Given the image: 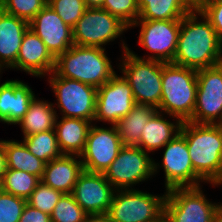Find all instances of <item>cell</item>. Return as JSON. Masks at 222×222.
<instances>
[{"instance_id":"cell-1","label":"cell","mask_w":222,"mask_h":222,"mask_svg":"<svg viewBox=\"0 0 222 222\" xmlns=\"http://www.w3.org/2000/svg\"><path fill=\"white\" fill-rule=\"evenodd\" d=\"M172 63L195 70L222 63V40L197 7L181 19L177 50Z\"/></svg>"},{"instance_id":"cell-2","label":"cell","mask_w":222,"mask_h":222,"mask_svg":"<svg viewBox=\"0 0 222 222\" xmlns=\"http://www.w3.org/2000/svg\"><path fill=\"white\" fill-rule=\"evenodd\" d=\"M180 133L185 137L194 171L213 186L222 184V124L183 122Z\"/></svg>"},{"instance_id":"cell-3","label":"cell","mask_w":222,"mask_h":222,"mask_svg":"<svg viewBox=\"0 0 222 222\" xmlns=\"http://www.w3.org/2000/svg\"><path fill=\"white\" fill-rule=\"evenodd\" d=\"M106 53L105 48L73 45L55 58L54 72L98 89L116 74Z\"/></svg>"},{"instance_id":"cell-4","label":"cell","mask_w":222,"mask_h":222,"mask_svg":"<svg viewBox=\"0 0 222 222\" xmlns=\"http://www.w3.org/2000/svg\"><path fill=\"white\" fill-rule=\"evenodd\" d=\"M197 70L173 63H162V93L158 111L168 117L189 121L196 105Z\"/></svg>"},{"instance_id":"cell-5","label":"cell","mask_w":222,"mask_h":222,"mask_svg":"<svg viewBox=\"0 0 222 222\" xmlns=\"http://www.w3.org/2000/svg\"><path fill=\"white\" fill-rule=\"evenodd\" d=\"M122 41L123 58L119 63L123 77L129 82L137 104L160 106L162 93V63L134 56ZM122 62V63H121Z\"/></svg>"},{"instance_id":"cell-6","label":"cell","mask_w":222,"mask_h":222,"mask_svg":"<svg viewBox=\"0 0 222 222\" xmlns=\"http://www.w3.org/2000/svg\"><path fill=\"white\" fill-rule=\"evenodd\" d=\"M160 165L152 159L148 152L137 146H123L103 173L115 190H128L134 185L152 178Z\"/></svg>"},{"instance_id":"cell-7","label":"cell","mask_w":222,"mask_h":222,"mask_svg":"<svg viewBox=\"0 0 222 222\" xmlns=\"http://www.w3.org/2000/svg\"><path fill=\"white\" fill-rule=\"evenodd\" d=\"M166 192L153 195L141 190H115L107 215L113 222H155L164 215Z\"/></svg>"},{"instance_id":"cell-8","label":"cell","mask_w":222,"mask_h":222,"mask_svg":"<svg viewBox=\"0 0 222 222\" xmlns=\"http://www.w3.org/2000/svg\"><path fill=\"white\" fill-rule=\"evenodd\" d=\"M164 216L169 222H217V203L208 201L201 186L166 191Z\"/></svg>"},{"instance_id":"cell-9","label":"cell","mask_w":222,"mask_h":222,"mask_svg":"<svg viewBox=\"0 0 222 222\" xmlns=\"http://www.w3.org/2000/svg\"><path fill=\"white\" fill-rule=\"evenodd\" d=\"M48 82L57 98V107L63 117L94 121L97 88L77 80L59 77L54 71ZM50 79V80H49Z\"/></svg>"},{"instance_id":"cell-10","label":"cell","mask_w":222,"mask_h":222,"mask_svg":"<svg viewBox=\"0 0 222 222\" xmlns=\"http://www.w3.org/2000/svg\"><path fill=\"white\" fill-rule=\"evenodd\" d=\"M129 27L103 8H86L73 28V43L78 46L103 48L115 41Z\"/></svg>"},{"instance_id":"cell-11","label":"cell","mask_w":222,"mask_h":222,"mask_svg":"<svg viewBox=\"0 0 222 222\" xmlns=\"http://www.w3.org/2000/svg\"><path fill=\"white\" fill-rule=\"evenodd\" d=\"M140 26L138 43L152 54L139 57L128 49L134 56L163 63H172L177 50L181 19L175 20H137L130 28Z\"/></svg>"},{"instance_id":"cell-12","label":"cell","mask_w":222,"mask_h":222,"mask_svg":"<svg viewBox=\"0 0 222 222\" xmlns=\"http://www.w3.org/2000/svg\"><path fill=\"white\" fill-rule=\"evenodd\" d=\"M194 123L222 124V63L197 70Z\"/></svg>"},{"instance_id":"cell-13","label":"cell","mask_w":222,"mask_h":222,"mask_svg":"<svg viewBox=\"0 0 222 222\" xmlns=\"http://www.w3.org/2000/svg\"><path fill=\"white\" fill-rule=\"evenodd\" d=\"M162 163L165 175V190L201 186L205 182L193 169L187 141L179 133L164 147Z\"/></svg>"},{"instance_id":"cell-14","label":"cell","mask_w":222,"mask_h":222,"mask_svg":"<svg viewBox=\"0 0 222 222\" xmlns=\"http://www.w3.org/2000/svg\"><path fill=\"white\" fill-rule=\"evenodd\" d=\"M123 147L115 125L100 127L92 124L83 153L80 155L83 170L104 173Z\"/></svg>"},{"instance_id":"cell-15","label":"cell","mask_w":222,"mask_h":222,"mask_svg":"<svg viewBox=\"0 0 222 222\" xmlns=\"http://www.w3.org/2000/svg\"><path fill=\"white\" fill-rule=\"evenodd\" d=\"M135 104L129 82L123 76L115 74L97 89L94 121L116 125L130 113Z\"/></svg>"},{"instance_id":"cell-16","label":"cell","mask_w":222,"mask_h":222,"mask_svg":"<svg viewBox=\"0 0 222 222\" xmlns=\"http://www.w3.org/2000/svg\"><path fill=\"white\" fill-rule=\"evenodd\" d=\"M115 189L103 173L83 170L72 195L88 215L107 214Z\"/></svg>"},{"instance_id":"cell-17","label":"cell","mask_w":222,"mask_h":222,"mask_svg":"<svg viewBox=\"0 0 222 222\" xmlns=\"http://www.w3.org/2000/svg\"><path fill=\"white\" fill-rule=\"evenodd\" d=\"M29 29L38 35L56 58L73 43V29L47 4L29 22Z\"/></svg>"},{"instance_id":"cell-18","label":"cell","mask_w":222,"mask_h":222,"mask_svg":"<svg viewBox=\"0 0 222 222\" xmlns=\"http://www.w3.org/2000/svg\"><path fill=\"white\" fill-rule=\"evenodd\" d=\"M55 57L41 38L28 29L18 52L16 70H23L35 77H44L54 71Z\"/></svg>"},{"instance_id":"cell-19","label":"cell","mask_w":222,"mask_h":222,"mask_svg":"<svg viewBox=\"0 0 222 222\" xmlns=\"http://www.w3.org/2000/svg\"><path fill=\"white\" fill-rule=\"evenodd\" d=\"M35 94L21 80H7L0 84V122L18 124L26 114Z\"/></svg>"},{"instance_id":"cell-20","label":"cell","mask_w":222,"mask_h":222,"mask_svg":"<svg viewBox=\"0 0 222 222\" xmlns=\"http://www.w3.org/2000/svg\"><path fill=\"white\" fill-rule=\"evenodd\" d=\"M29 23L0 9V73L4 68L16 69L22 39Z\"/></svg>"},{"instance_id":"cell-21","label":"cell","mask_w":222,"mask_h":222,"mask_svg":"<svg viewBox=\"0 0 222 222\" xmlns=\"http://www.w3.org/2000/svg\"><path fill=\"white\" fill-rule=\"evenodd\" d=\"M77 158L79 159L77 160ZM82 171L83 166L80 156L62 155L45 163L41 181L62 193H72Z\"/></svg>"},{"instance_id":"cell-22","label":"cell","mask_w":222,"mask_h":222,"mask_svg":"<svg viewBox=\"0 0 222 222\" xmlns=\"http://www.w3.org/2000/svg\"><path fill=\"white\" fill-rule=\"evenodd\" d=\"M56 115L55 131L59 149L63 155L80 156L86 145L92 122L80 118H67Z\"/></svg>"},{"instance_id":"cell-23","label":"cell","mask_w":222,"mask_h":222,"mask_svg":"<svg viewBox=\"0 0 222 222\" xmlns=\"http://www.w3.org/2000/svg\"><path fill=\"white\" fill-rule=\"evenodd\" d=\"M163 116V113L158 110L152 115L142 131L137 147L148 153L154 152L163 148L180 133L183 122L180 119H174V123Z\"/></svg>"},{"instance_id":"cell-24","label":"cell","mask_w":222,"mask_h":222,"mask_svg":"<svg viewBox=\"0 0 222 222\" xmlns=\"http://www.w3.org/2000/svg\"><path fill=\"white\" fill-rule=\"evenodd\" d=\"M54 105V103L34 97L26 114L18 123L23 132V137L54 129L56 115H58Z\"/></svg>"},{"instance_id":"cell-25","label":"cell","mask_w":222,"mask_h":222,"mask_svg":"<svg viewBox=\"0 0 222 222\" xmlns=\"http://www.w3.org/2000/svg\"><path fill=\"white\" fill-rule=\"evenodd\" d=\"M137 20L182 19L195 7L188 0H138Z\"/></svg>"},{"instance_id":"cell-26","label":"cell","mask_w":222,"mask_h":222,"mask_svg":"<svg viewBox=\"0 0 222 222\" xmlns=\"http://www.w3.org/2000/svg\"><path fill=\"white\" fill-rule=\"evenodd\" d=\"M157 111L152 105L135 104L128 115L121 118L115 125L123 146H136L142 131L152 115Z\"/></svg>"},{"instance_id":"cell-27","label":"cell","mask_w":222,"mask_h":222,"mask_svg":"<svg viewBox=\"0 0 222 222\" xmlns=\"http://www.w3.org/2000/svg\"><path fill=\"white\" fill-rule=\"evenodd\" d=\"M7 169L22 170L42 179L45 162L33 155L23 141L4 140Z\"/></svg>"},{"instance_id":"cell-28","label":"cell","mask_w":222,"mask_h":222,"mask_svg":"<svg viewBox=\"0 0 222 222\" xmlns=\"http://www.w3.org/2000/svg\"><path fill=\"white\" fill-rule=\"evenodd\" d=\"M41 179L22 170L7 169L1 181V190L27 200Z\"/></svg>"},{"instance_id":"cell-29","label":"cell","mask_w":222,"mask_h":222,"mask_svg":"<svg viewBox=\"0 0 222 222\" xmlns=\"http://www.w3.org/2000/svg\"><path fill=\"white\" fill-rule=\"evenodd\" d=\"M23 139L28 150L45 163L63 155L58 146L55 129L26 136Z\"/></svg>"},{"instance_id":"cell-30","label":"cell","mask_w":222,"mask_h":222,"mask_svg":"<svg viewBox=\"0 0 222 222\" xmlns=\"http://www.w3.org/2000/svg\"><path fill=\"white\" fill-rule=\"evenodd\" d=\"M50 217L52 222H86L88 214L75 201L72 193H63Z\"/></svg>"},{"instance_id":"cell-31","label":"cell","mask_w":222,"mask_h":222,"mask_svg":"<svg viewBox=\"0 0 222 222\" xmlns=\"http://www.w3.org/2000/svg\"><path fill=\"white\" fill-rule=\"evenodd\" d=\"M47 2L48 0H0V9L29 23Z\"/></svg>"},{"instance_id":"cell-32","label":"cell","mask_w":222,"mask_h":222,"mask_svg":"<svg viewBox=\"0 0 222 222\" xmlns=\"http://www.w3.org/2000/svg\"><path fill=\"white\" fill-rule=\"evenodd\" d=\"M62 194L41 181L27 199V204L51 215Z\"/></svg>"},{"instance_id":"cell-33","label":"cell","mask_w":222,"mask_h":222,"mask_svg":"<svg viewBox=\"0 0 222 222\" xmlns=\"http://www.w3.org/2000/svg\"><path fill=\"white\" fill-rule=\"evenodd\" d=\"M47 4L72 29L87 8L84 0H48Z\"/></svg>"},{"instance_id":"cell-34","label":"cell","mask_w":222,"mask_h":222,"mask_svg":"<svg viewBox=\"0 0 222 222\" xmlns=\"http://www.w3.org/2000/svg\"><path fill=\"white\" fill-rule=\"evenodd\" d=\"M102 8L119 18L129 28L139 17L138 0H105Z\"/></svg>"},{"instance_id":"cell-35","label":"cell","mask_w":222,"mask_h":222,"mask_svg":"<svg viewBox=\"0 0 222 222\" xmlns=\"http://www.w3.org/2000/svg\"><path fill=\"white\" fill-rule=\"evenodd\" d=\"M27 200L0 190V222H19Z\"/></svg>"},{"instance_id":"cell-36","label":"cell","mask_w":222,"mask_h":222,"mask_svg":"<svg viewBox=\"0 0 222 222\" xmlns=\"http://www.w3.org/2000/svg\"><path fill=\"white\" fill-rule=\"evenodd\" d=\"M197 8L211 22L217 36L222 40V0H204Z\"/></svg>"},{"instance_id":"cell-37","label":"cell","mask_w":222,"mask_h":222,"mask_svg":"<svg viewBox=\"0 0 222 222\" xmlns=\"http://www.w3.org/2000/svg\"><path fill=\"white\" fill-rule=\"evenodd\" d=\"M19 222H52L49 214L26 204Z\"/></svg>"},{"instance_id":"cell-38","label":"cell","mask_w":222,"mask_h":222,"mask_svg":"<svg viewBox=\"0 0 222 222\" xmlns=\"http://www.w3.org/2000/svg\"><path fill=\"white\" fill-rule=\"evenodd\" d=\"M7 170L6 154L4 150V140H0V181H2L4 173Z\"/></svg>"},{"instance_id":"cell-39","label":"cell","mask_w":222,"mask_h":222,"mask_svg":"<svg viewBox=\"0 0 222 222\" xmlns=\"http://www.w3.org/2000/svg\"><path fill=\"white\" fill-rule=\"evenodd\" d=\"M86 222H113L107 214L88 215Z\"/></svg>"},{"instance_id":"cell-40","label":"cell","mask_w":222,"mask_h":222,"mask_svg":"<svg viewBox=\"0 0 222 222\" xmlns=\"http://www.w3.org/2000/svg\"><path fill=\"white\" fill-rule=\"evenodd\" d=\"M87 8H102L105 0H84Z\"/></svg>"},{"instance_id":"cell-41","label":"cell","mask_w":222,"mask_h":222,"mask_svg":"<svg viewBox=\"0 0 222 222\" xmlns=\"http://www.w3.org/2000/svg\"><path fill=\"white\" fill-rule=\"evenodd\" d=\"M217 222H222V203H217Z\"/></svg>"},{"instance_id":"cell-42","label":"cell","mask_w":222,"mask_h":222,"mask_svg":"<svg viewBox=\"0 0 222 222\" xmlns=\"http://www.w3.org/2000/svg\"><path fill=\"white\" fill-rule=\"evenodd\" d=\"M194 7H198L204 0H188Z\"/></svg>"},{"instance_id":"cell-43","label":"cell","mask_w":222,"mask_h":222,"mask_svg":"<svg viewBox=\"0 0 222 222\" xmlns=\"http://www.w3.org/2000/svg\"><path fill=\"white\" fill-rule=\"evenodd\" d=\"M155 222H169V220L163 215Z\"/></svg>"}]
</instances>
